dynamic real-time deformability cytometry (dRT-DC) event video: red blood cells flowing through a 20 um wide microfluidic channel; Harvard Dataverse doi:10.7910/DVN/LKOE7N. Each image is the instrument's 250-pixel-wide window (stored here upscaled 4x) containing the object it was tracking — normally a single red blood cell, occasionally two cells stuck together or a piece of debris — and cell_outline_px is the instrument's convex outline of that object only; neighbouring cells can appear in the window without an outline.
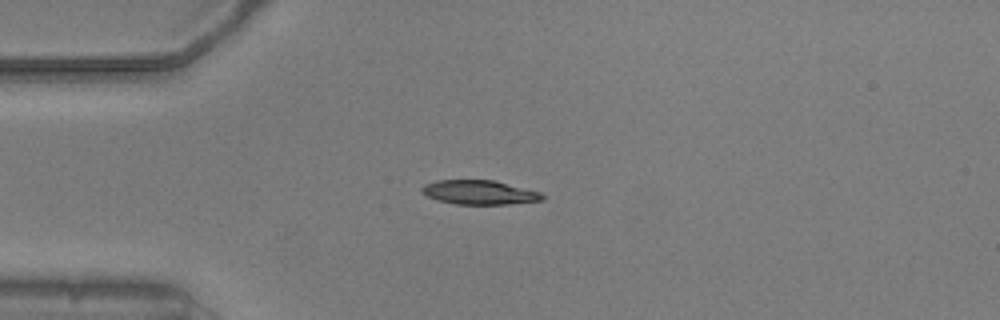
{"species": "common noctule bat (a hibernating species)", "species_latin": "Nyctalus noctula", "temperature_condition": "warm", "stored_images_in_passage": 41, "camera_frame_rate_fps": 3000, "um_per_image_px": 0.085, "animal": {"sex": "male", "body_mass_g": 20.5, "forearm_length_mm": 52.5}, "frame": {"image": 1, "passage_image": 1, "time_ms": 0.0, "image_size_px": [1000, 320], "cell_outline_px": [[544, 200], [508, 204], [456, 204], [440, 200], [428, 196], [420, 192], [420, 188], [424, 184], [436, 180], [492, 180], [540, 192], [544, 196]], "centroid_in_image_um": [40.72, 16.35], "position_along_channel_um": 44.3, "area_um2": 16.82}}
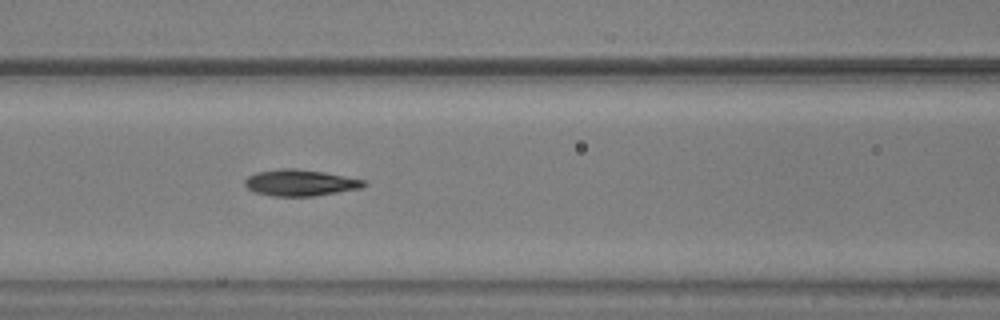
{"frame": {"image": 2, "passage_image": 10, "time_ms": 3.0, "image_size_px": [1000, 320], "cell_outline_px": [[368, 184], [360, 188], [312, 196], [272, 196], [256, 192], [248, 188], [244, 184], [244, 180], [248, 176], [256, 172], [280, 168], [296, 168], [324, 172], [364, 180]], "centroid_in_image_um": [25.48, 15.52], "position_along_channel_um": 141.1, "area_um2": 18.15}}
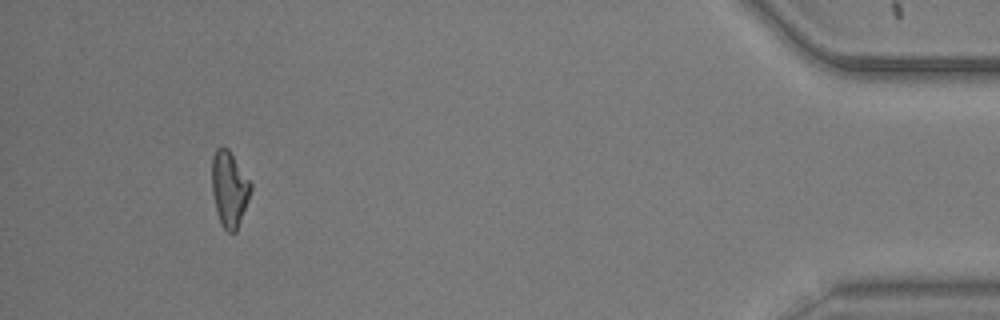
{"frame": {"image": 3, "passage_image": 37, "time_ms": 12.0, "image_size_px": [1000, 320], "cell_outline_px": [[252, 188], [248, 200], [236, 232], [228, 232], [224, 228], [220, 220], [216, 208], [212, 192], [212, 156], [216, 148], [228, 148], [252, 184]], "centroid_in_image_um": [19.49, 16.04], "position_along_channel_um": 415.7, "area_um2": 16.82}, "authors_computed_cell_mechanics": {"area_um2": 17.629, "velocity_mm_per_s": 3.8152, "shape_relaxation_time_tau1_ms": 4.9945, "shape_relaxation_time_tau2_ms": 2.1958, "deformation_change_tau1": 0.1744, "deformation_change_tau2": 0.0959}}